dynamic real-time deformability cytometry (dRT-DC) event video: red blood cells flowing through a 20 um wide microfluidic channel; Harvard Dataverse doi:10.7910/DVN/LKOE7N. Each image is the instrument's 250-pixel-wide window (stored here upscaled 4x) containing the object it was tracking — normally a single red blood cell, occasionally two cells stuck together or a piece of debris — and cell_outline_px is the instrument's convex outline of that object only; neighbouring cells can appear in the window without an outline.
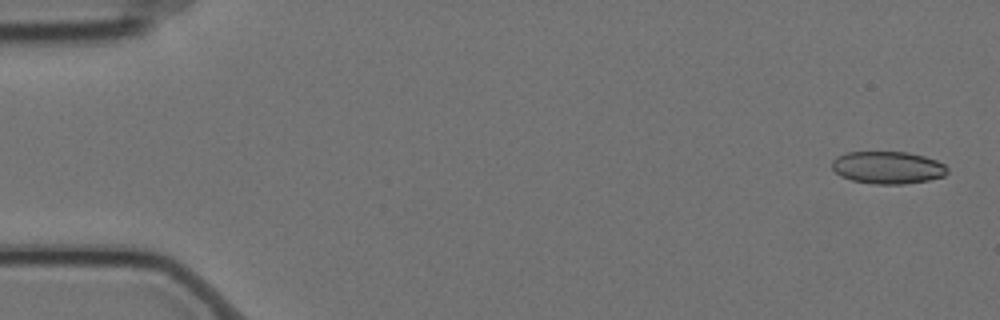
{"species": "Egyptian fruit bat (a non-hibernating species)", "species_latin": "Rousettus aegyptiacus", "temperature_condition": "cold", "stored_images_in_passage": 5, "camera_frame_rate_fps": 3000, "um_per_image_px": 0.085, "animal": {"sex": "female"}, "frame": {"image": 1, "passage_image": 1, "time_ms": 0.0, "image_size_px": [1000, 320], "cell_outline_px": [[948, 172], [944, 176], [928, 180], [904, 184], [876, 184], [852, 180], [840, 176], [832, 168], [832, 160], [836, 156], [848, 152], [908, 152], [924, 156], [936, 160], [944, 164], [948, 168]], "centroid_in_image_um": [75.46, 14.24], "position_along_channel_um": 9.5, "area_um2": 21.85}}
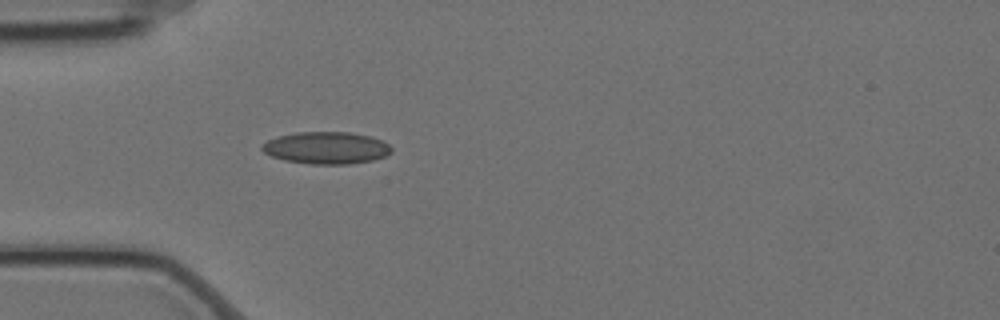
{"frame": {"image": 2, "passage_image": 5, "time_ms": 1.333, "image_size_px": [1000, 320], "cell_outline_px": [[392, 152], [384, 156], [372, 160], [348, 164], [312, 164], [284, 160], [272, 156], [264, 152], [260, 148], [260, 144], [276, 136], [296, 132], [348, 132], [372, 136], [388, 144], [392, 148]], "centroid_in_image_um": [27.71, 12.56], "position_along_channel_um": 57.3, "area_um2": 24.28}}